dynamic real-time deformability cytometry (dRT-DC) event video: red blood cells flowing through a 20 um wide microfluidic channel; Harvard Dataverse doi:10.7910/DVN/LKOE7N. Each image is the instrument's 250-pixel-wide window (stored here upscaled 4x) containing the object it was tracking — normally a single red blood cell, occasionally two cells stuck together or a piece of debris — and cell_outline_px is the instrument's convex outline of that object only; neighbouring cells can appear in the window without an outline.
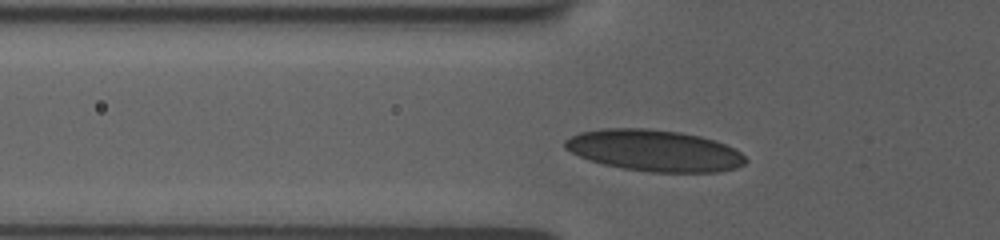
{"species": "human", "species_latin": "Homo sapiens", "temperature_condition": "room temperature", "stored_images_in_passage": 35, "camera_frame_rate_fps": 3000, "um_per_image_px": 0.085, "donor": {"sex": "female"}, "frame": {"image": 1, "passage_image": 3, "time_ms": 0.667, "image_size_px": [1000, 240], "cell_outline_px": [[748, 160], [744, 164], [736, 168], [720, 172], [652, 172], [624, 168], [604, 164], [588, 160], [564, 148], [564, 140], [580, 132], [604, 128], [648, 128], [680, 132], [700, 136], [716, 140], [740, 152]], "centroid_in_image_um": [55.63, 12.79], "position_along_channel_um": 70.2, "area_um2": 43.58}}
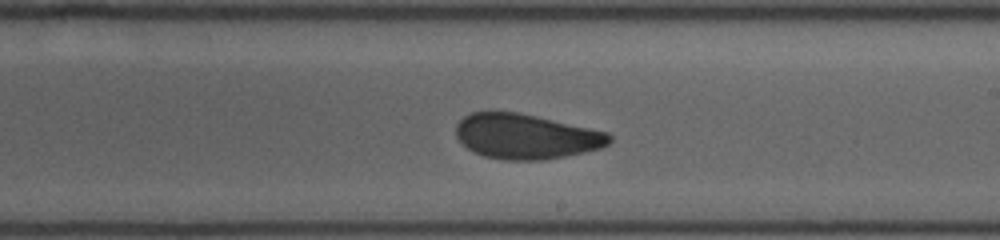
{"frame": {"image": 2, "passage_image": 17, "time_ms": 5.333, "image_size_px": [1000, 240], "cell_outline_px": [[612, 140], [608, 144], [600, 148], [584, 152], [544, 160], [504, 160], [484, 156], [468, 148], [456, 136], [456, 124], [464, 116], [472, 112], [516, 112], [536, 116], [608, 132], [612, 136]], "centroid_in_image_um": [44.71, 11.6], "position_along_channel_um": 244.3, "area_um2": 39.94}}
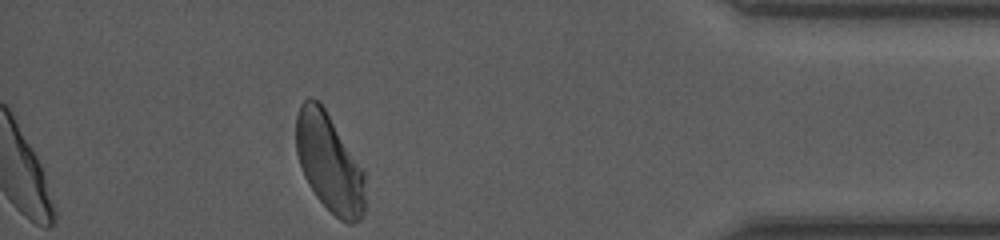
{"frame": {"image": 3, "passage_image": 33, "time_ms": 10.667, "image_size_px": [1000, 240], "cell_outline_px": [[364, 216], [360, 220], [352, 224], [348, 224], [340, 220], [316, 196], [308, 184], [304, 176], [296, 152], [296, 116], [300, 104], [308, 96], [312, 96], [320, 100], [364, 172]], "centroid_in_image_um": [27.96, 13.81], "position_along_channel_um": 407.2, "area_um2": 39.54}}